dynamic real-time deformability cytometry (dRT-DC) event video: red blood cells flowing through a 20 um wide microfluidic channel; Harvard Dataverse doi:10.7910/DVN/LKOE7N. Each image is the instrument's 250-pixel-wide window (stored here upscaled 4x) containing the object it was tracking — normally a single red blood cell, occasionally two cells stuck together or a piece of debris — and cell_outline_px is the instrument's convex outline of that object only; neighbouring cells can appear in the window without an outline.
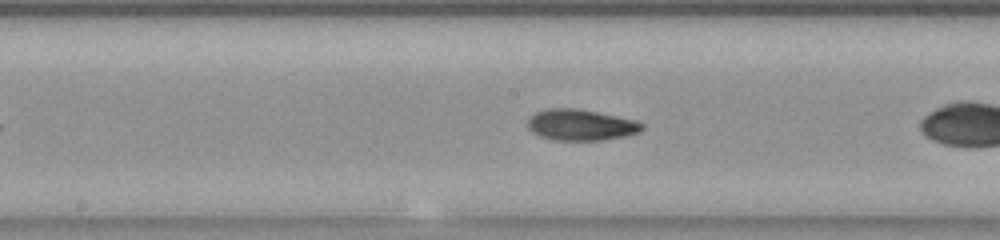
{"species": "common noctule bat (a hibernating species)", "species_latin": "Nyctalus noctula", "temperature_condition": "room temperature", "stored_images_in_passage": 27, "camera_frame_rate_fps": 3000, "um_per_image_px": 0.085, "animal": {"sex": "female", "body_mass_g": 23.0, "forearm_length_mm": 53.4}, "frame": {"image": 1, "passage_image": 12, "time_ms": 3.667, "image_size_px": [1000, 240], "cell_outline_px": [[644, 128], [640, 132], [624, 136], [600, 140], [556, 140], [540, 136], [532, 132], [528, 128], [528, 120], [536, 112], [548, 108], [576, 108], [636, 120], [644, 124]], "centroid_in_image_um": [49.38, 10.62], "position_along_channel_um": 198.8, "area_um2": 20.58}}